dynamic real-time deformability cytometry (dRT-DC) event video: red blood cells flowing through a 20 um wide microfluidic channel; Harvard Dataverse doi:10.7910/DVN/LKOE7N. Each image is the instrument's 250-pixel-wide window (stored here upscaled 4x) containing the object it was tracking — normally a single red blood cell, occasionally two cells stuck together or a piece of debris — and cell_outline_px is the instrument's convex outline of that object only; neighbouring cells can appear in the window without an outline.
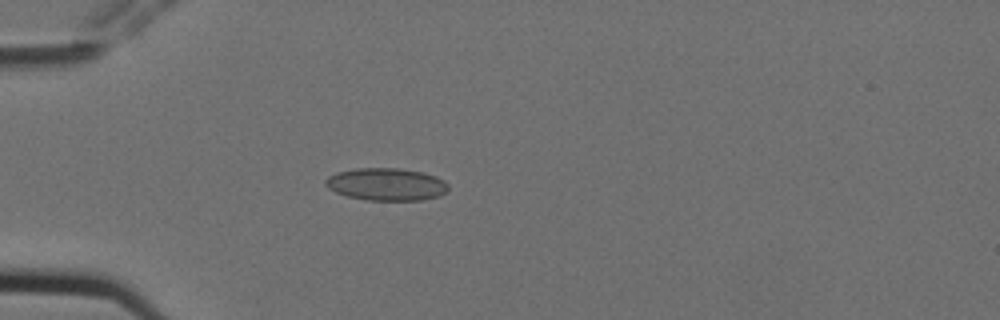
{"species": "Egyptian fruit bat (a non-hibernating species)", "species_latin": "Rousettus aegyptiacus", "temperature_condition": "cold", "stored_images_in_passage": 4, "camera_frame_rate_fps": 3000, "um_per_image_px": 0.085, "animal": {"sex": "female"}, "frame": {"image": 1, "passage_image": 4, "time_ms": 1.0, "image_size_px": [1000, 320], "cell_outline_px": [[448, 192], [440, 196], [420, 200], [368, 200], [348, 196], [336, 192], [328, 188], [324, 184], [324, 180], [328, 176], [336, 172], [356, 168], [400, 168], [420, 172], [436, 176], [444, 180], [448, 184]], "centroid_in_image_um": [32.84, 15.66], "position_along_channel_um": 52.2, "area_um2": 23.35}}